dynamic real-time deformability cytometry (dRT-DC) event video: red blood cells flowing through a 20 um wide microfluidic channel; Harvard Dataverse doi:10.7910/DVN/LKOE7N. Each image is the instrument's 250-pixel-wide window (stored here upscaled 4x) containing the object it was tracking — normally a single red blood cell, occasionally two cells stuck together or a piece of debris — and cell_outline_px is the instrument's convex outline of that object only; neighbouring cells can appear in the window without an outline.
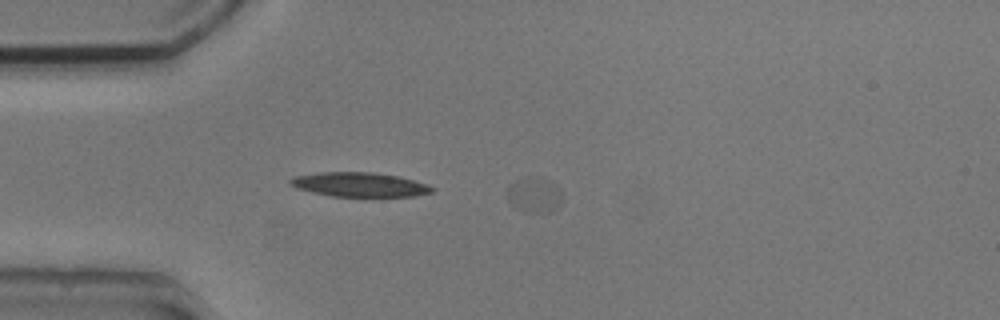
{"species": "common noctule bat (a hibernating species)", "species_latin": "Nyctalus noctula", "temperature_condition": "cold", "stored_images_in_passage": 17, "segment_of_instrument_passage": [1, 2], "camera_frame_rate_fps": 3000, "um_per_image_px": 0.085, "animal": {"sex": "male", "body_mass_g": 20.5, "forearm_length_mm": 52.5}, "frame": {"image": 1, "passage_image": 4, "time_ms": 1.0, "image_size_px": [1000, 320], "cell_outline_px": [[560, 200], [556, 208], [548, 212], [528, 212], [516, 208], [508, 200], [508, 184], [516, 180], [532, 180], [560, 188]], "centroid_in_image_um": [45.34, 16.66], "position_along_channel_um": 39.7, "area_um2": 10.12}}